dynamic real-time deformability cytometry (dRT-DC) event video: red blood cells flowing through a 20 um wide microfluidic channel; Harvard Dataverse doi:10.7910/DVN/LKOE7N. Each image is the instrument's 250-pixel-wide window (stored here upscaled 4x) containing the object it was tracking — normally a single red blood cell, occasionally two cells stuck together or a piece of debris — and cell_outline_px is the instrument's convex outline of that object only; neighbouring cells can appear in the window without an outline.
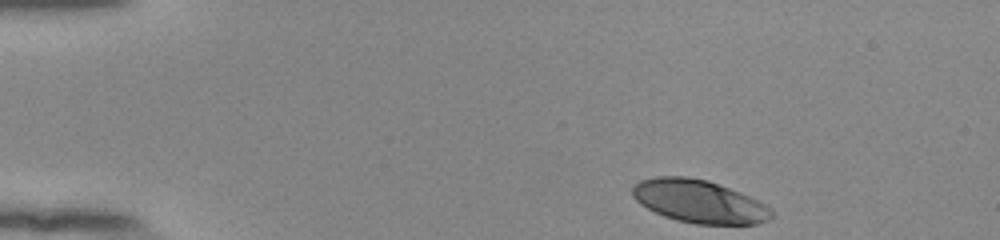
{"species": "human", "species_latin": "Homo sapiens", "temperature_condition": "room temperature", "stored_images_in_passage": 40, "camera_frame_rate_fps": 3000, "um_per_image_px": 0.085, "donor": {"sex": "female"}, "frame": {"image": 1, "passage_image": 1, "time_ms": 0.0, "image_size_px": [1000, 240], "cell_outline_px": [[772, 216], [768, 220], [756, 224], [696, 224], [664, 216], [640, 204], [632, 196], [632, 188], [640, 180], [656, 176], [684, 176], [708, 180], [740, 192], [772, 208]], "centroid_in_image_um": [59.42, 17.11], "position_along_channel_um": 25.6, "area_um2": 34.56}}
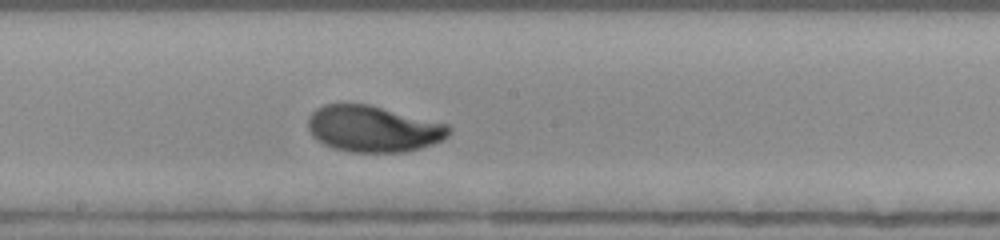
{"frame": {"image": 2, "passage_image": 23, "time_ms": 7.333, "image_size_px": [1000, 240], "cell_outline_px": [[452, 128], [448, 136], [432, 144], [420, 148], [404, 152], [348, 152], [332, 148], [316, 140], [312, 136], [308, 128], [308, 116], [316, 108], [324, 104], [368, 104], [448, 124]], "centroid_in_image_um": [31.69, 10.95], "position_along_channel_um": 216.5, "area_um2": 38.09}}
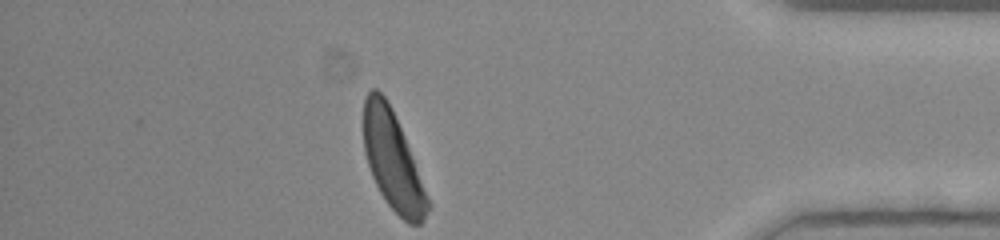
{"frame": {"image": 3, "passage_image": 40, "time_ms": 13.0, "image_size_px": [1000, 240], "cell_outline_px": [[432, 204], [420, 224], [408, 224], [388, 204], [380, 192], [372, 176], [364, 152], [364, 100], [368, 92], [372, 88], [376, 88], [384, 96], [392, 108], [404, 136]], "centroid_in_image_um": [33.39, 13.67], "position_along_channel_um": 401.8, "area_um2": 36.36}, "authors_computed_cell_mechanics": {"area_um2": 37.1943, "velocity_mm_per_s": 3.847, "shape_relaxation_time_tau1_ms": 3.1176, "shape_relaxation_time_tau2_ms": null, "deformation_change_tau1": 0.1672, "deformation_change_tau2": null}}